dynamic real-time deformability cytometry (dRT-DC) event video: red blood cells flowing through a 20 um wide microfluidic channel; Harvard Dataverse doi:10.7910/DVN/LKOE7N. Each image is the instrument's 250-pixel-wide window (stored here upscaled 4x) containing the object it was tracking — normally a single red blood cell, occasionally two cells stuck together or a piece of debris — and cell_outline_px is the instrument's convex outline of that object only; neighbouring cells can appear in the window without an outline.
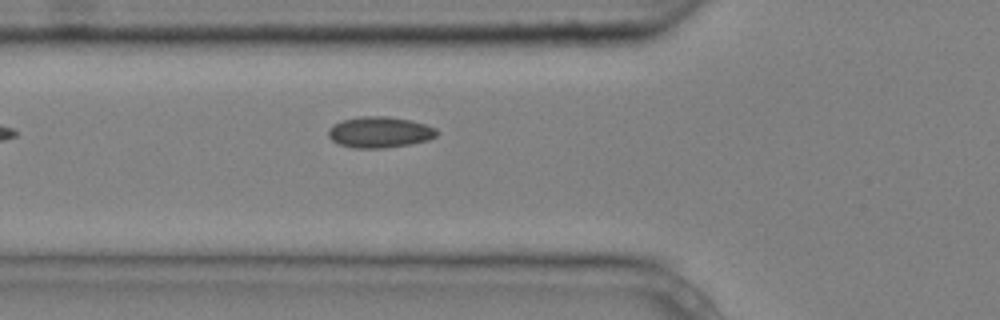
{"species": "common noctule bat (a hibernating species)", "species_latin": "Nyctalus noctula", "temperature_condition": "cold", "stored_images_in_passage": 4, "camera_frame_rate_fps": 3000, "um_per_image_px": 0.085, "animal": {"sex": "male", "body_mass_g": 20.4}, "frame": {"image": 1, "passage_image": 4, "time_ms": 1.0, "image_size_px": [1000, 320], "cell_outline_px": [[440, 132], [436, 136], [428, 140], [408, 144], [384, 148], [352, 148], [336, 144], [328, 136], [328, 128], [332, 124], [344, 120], [360, 116], [384, 116], [412, 120], [436, 128]], "centroid_in_image_um": [32.25, 11.24], "position_along_channel_um": 93.6, "area_um2": 19.77}}